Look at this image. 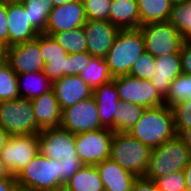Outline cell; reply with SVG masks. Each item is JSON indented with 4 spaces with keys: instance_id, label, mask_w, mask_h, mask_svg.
<instances>
[{
    "instance_id": "1",
    "label": "cell",
    "mask_w": 191,
    "mask_h": 191,
    "mask_svg": "<svg viewBox=\"0 0 191 191\" xmlns=\"http://www.w3.org/2000/svg\"><path fill=\"white\" fill-rule=\"evenodd\" d=\"M128 133L151 149L159 147L177 135L172 109L167 105L145 108Z\"/></svg>"
},
{
    "instance_id": "2",
    "label": "cell",
    "mask_w": 191,
    "mask_h": 191,
    "mask_svg": "<svg viewBox=\"0 0 191 191\" xmlns=\"http://www.w3.org/2000/svg\"><path fill=\"white\" fill-rule=\"evenodd\" d=\"M145 52L140 29L120 30L104 60L111 76L128 75L134 62Z\"/></svg>"
},
{
    "instance_id": "3",
    "label": "cell",
    "mask_w": 191,
    "mask_h": 191,
    "mask_svg": "<svg viewBox=\"0 0 191 191\" xmlns=\"http://www.w3.org/2000/svg\"><path fill=\"white\" fill-rule=\"evenodd\" d=\"M191 161V151L176 135L159 147L151 150L149 165L144 178L155 181L157 178L183 170Z\"/></svg>"
},
{
    "instance_id": "4",
    "label": "cell",
    "mask_w": 191,
    "mask_h": 191,
    "mask_svg": "<svg viewBox=\"0 0 191 191\" xmlns=\"http://www.w3.org/2000/svg\"><path fill=\"white\" fill-rule=\"evenodd\" d=\"M151 150L128 132H114L109 158L136 177H144Z\"/></svg>"
},
{
    "instance_id": "5",
    "label": "cell",
    "mask_w": 191,
    "mask_h": 191,
    "mask_svg": "<svg viewBox=\"0 0 191 191\" xmlns=\"http://www.w3.org/2000/svg\"><path fill=\"white\" fill-rule=\"evenodd\" d=\"M16 181L33 191H58L61 186V160H52L40 152L15 176Z\"/></svg>"
},
{
    "instance_id": "6",
    "label": "cell",
    "mask_w": 191,
    "mask_h": 191,
    "mask_svg": "<svg viewBox=\"0 0 191 191\" xmlns=\"http://www.w3.org/2000/svg\"><path fill=\"white\" fill-rule=\"evenodd\" d=\"M0 126L9 136L38 134L31 99L0 102Z\"/></svg>"
},
{
    "instance_id": "7",
    "label": "cell",
    "mask_w": 191,
    "mask_h": 191,
    "mask_svg": "<svg viewBox=\"0 0 191 191\" xmlns=\"http://www.w3.org/2000/svg\"><path fill=\"white\" fill-rule=\"evenodd\" d=\"M145 51L154 57L180 53L182 35L169 21L147 23L139 27Z\"/></svg>"
},
{
    "instance_id": "8",
    "label": "cell",
    "mask_w": 191,
    "mask_h": 191,
    "mask_svg": "<svg viewBox=\"0 0 191 191\" xmlns=\"http://www.w3.org/2000/svg\"><path fill=\"white\" fill-rule=\"evenodd\" d=\"M114 131L100 128L75 134L76 153L83 165H96L110 156Z\"/></svg>"
},
{
    "instance_id": "9",
    "label": "cell",
    "mask_w": 191,
    "mask_h": 191,
    "mask_svg": "<svg viewBox=\"0 0 191 191\" xmlns=\"http://www.w3.org/2000/svg\"><path fill=\"white\" fill-rule=\"evenodd\" d=\"M113 80L121 101H128L151 108L165 105L164 99L159 95L151 80L135 78L129 75L117 76Z\"/></svg>"
},
{
    "instance_id": "10",
    "label": "cell",
    "mask_w": 191,
    "mask_h": 191,
    "mask_svg": "<svg viewBox=\"0 0 191 191\" xmlns=\"http://www.w3.org/2000/svg\"><path fill=\"white\" fill-rule=\"evenodd\" d=\"M60 127L74 134L104 128L99 120L94 96L63 109Z\"/></svg>"
},
{
    "instance_id": "11",
    "label": "cell",
    "mask_w": 191,
    "mask_h": 191,
    "mask_svg": "<svg viewBox=\"0 0 191 191\" xmlns=\"http://www.w3.org/2000/svg\"><path fill=\"white\" fill-rule=\"evenodd\" d=\"M38 152V134L10 136L0 158L9 171L16 176Z\"/></svg>"
},
{
    "instance_id": "12",
    "label": "cell",
    "mask_w": 191,
    "mask_h": 191,
    "mask_svg": "<svg viewBox=\"0 0 191 191\" xmlns=\"http://www.w3.org/2000/svg\"><path fill=\"white\" fill-rule=\"evenodd\" d=\"M6 63L17 75L44 71L45 62L39 48V35L32 40L8 46Z\"/></svg>"
},
{
    "instance_id": "13",
    "label": "cell",
    "mask_w": 191,
    "mask_h": 191,
    "mask_svg": "<svg viewBox=\"0 0 191 191\" xmlns=\"http://www.w3.org/2000/svg\"><path fill=\"white\" fill-rule=\"evenodd\" d=\"M39 152L52 160L79 158L75 147V134L58 127L38 133Z\"/></svg>"
},
{
    "instance_id": "14",
    "label": "cell",
    "mask_w": 191,
    "mask_h": 191,
    "mask_svg": "<svg viewBox=\"0 0 191 191\" xmlns=\"http://www.w3.org/2000/svg\"><path fill=\"white\" fill-rule=\"evenodd\" d=\"M86 21L82 0H73L50 11L44 34L51 36L54 33L70 31L82 27Z\"/></svg>"
},
{
    "instance_id": "15",
    "label": "cell",
    "mask_w": 191,
    "mask_h": 191,
    "mask_svg": "<svg viewBox=\"0 0 191 191\" xmlns=\"http://www.w3.org/2000/svg\"><path fill=\"white\" fill-rule=\"evenodd\" d=\"M87 52L96 58H105L120 29L109 21L87 20L83 25Z\"/></svg>"
},
{
    "instance_id": "16",
    "label": "cell",
    "mask_w": 191,
    "mask_h": 191,
    "mask_svg": "<svg viewBox=\"0 0 191 191\" xmlns=\"http://www.w3.org/2000/svg\"><path fill=\"white\" fill-rule=\"evenodd\" d=\"M61 110L93 96V89L79 76H63L52 83Z\"/></svg>"
},
{
    "instance_id": "17",
    "label": "cell",
    "mask_w": 191,
    "mask_h": 191,
    "mask_svg": "<svg viewBox=\"0 0 191 191\" xmlns=\"http://www.w3.org/2000/svg\"><path fill=\"white\" fill-rule=\"evenodd\" d=\"M31 101L36 124L38 125V133L60 127L62 110L53 89L31 99Z\"/></svg>"
},
{
    "instance_id": "18",
    "label": "cell",
    "mask_w": 191,
    "mask_h": 191,
    "mask_svg": "<svg viewBox=\"0 0 191 191\" xmlns=\"http://www.w3.org/2000/svg\"><path fill=\"white\" fill-rule=\"evenodd\" d=\"M8 46L36 38L39 33L29 24L22 3L7 4Z\"/></svg>"
},
{
    "instance_id": "19",
    "label": "cell",
    "mask_w": 191,
    "mask_h": 191,
    "mask_svg": "<svg viewBox=\"0 0 191 191\" xmlns=\"http://www.w3.org/2000/svg\"><path fill=\"white\" fill-rule=\"evenodd\" d=\"M93 96L97 102L101 125L114 131V115H117L120 102L115 81L112 79L95 88Z\"/></svg>"
},
{
    "instance_id": "20",
    "label": "cell",
    "mask_w": 191,
    "mask_h": 191,
    "mask_svg": "<svg viewBox=\"0 0 191 191\" xmlns=\"http://www.w3.org/2000/svg\"><path fill=\"white\" fill-rule=\"evenodd\" d=\"M96 168L105 191H131L138 178L110 158L96 164Z\"/></svg>"
},
{
    "instance_id": "21",
    "label": "cell",
    "mask_w": 191,
    "mask_h": 191,
    "mask_svg": "<svg viewBox=\"0 0 191 191\" xmlns=\"http://www.w3.org/2000/svg\"><path fill=\"white\" fill-rule=\"evenodd\" d=\"M156 72L151 83L164 99L169 91L172 81L182 73L180 53L155 57Z\"/></svg>"
},
{
    "instance_id": "22",
    "label": "cell",
    "mask_w": 191,
    "mask_h": 191,
    "mask_svg": "<svg viewBox=\"0 0 191 191\" xmlns=\"http://www.w3.org/2000/svg\"><path fill=\"white\" fill-rule=\"evenodd\" d=\"M109 22L120 30L138 29L140 15L137 0H112Z\"/></svg>"
},
{
    "instance_id": "23",
    "label": "cell",
    "mask_w": 191,
    "mask_h": 191,
    "mask_svg": "<svg viewBox=\"0 0 191 191\" xmlns=\"http://www.w3.org/2000/svg\"><path fill=\"white\" fill-rule=\"evenodd\" d=\"M65 191H105L96 165H83L63 186Z\"/></svg>"
},
{
    "instance_id": "24",
    "label": "cell",
    "mask_w": 191,
    "mask_h": 191,
    "mask_svg": "<svg viewBox=\"0 0 191 191\" xmlns=\"http://www.w3.org/2000/svg\"><path fill=\"white\" fill-rule=\"evenodd\" d=\"M52 89V82L44 71L18 75L20 98L33 99Z\"/></svg>"
},
{
    "instance_id": "25",
    "label": "cell",
    "mask_w": 191,
    "mask_h": 191,
    "mask_svg": "<svg viewBox=\"0 0 191 191\" xmlns=\"http://www.w3.org/2000/svg\"><path fill=\"white\" fill-rule=\"evenodd\" d=\"M140 26L169 20L172 3L169 0H137Z\"/></svg>"
},
{
    "instance_id": "26",
    "label": "cell",
    "mask_w": 191,
    "mask_h": 191,
    "mask_svg": "<svg viewBox=\"0 0 191 191\" xmlns=\"http://www.w3.org/2000/svg\"><path fill=\"white\" fill-rule=\"evenodd\" d=\"M29 24L39 33H45L48 16L54 8L52 0H25L23 3Z\"/></svg>"
},
{
    "instance_id": "27",
    "label": "cell",
    "mask_w": 191,
    "mask_h": 191,
    "mask_svg": "<svg viewBox=\"0 0 191 191\" xmlns=\"http://www.w3.org/2000/svg\"><path fill=\"white\" fill-rule=\"evenodd\" d=\"M144 109L141 105L120 100L117 115H114V132H128L140 119Z\"/></svg>"
},
{
    "instance_id": "28",
    "label": "cell",
    "mask_w": 191,
    "mask_h": 191,
    "mask_svg": "<svg viewBox=\"0 0 191 191\" xmlns=\"http://www.w3.org/2000/svg\"><path fill=\"white\" fill-rule=\"evenodd\" d=\"M79 76L94 90L113 79L106 61L103 58L93 57L90 63L82 70Z\"/></svg>"
},
{
    "instance_id": "29",
    "label": "cell",
    "mask_w": 191,
    "mask_h": 191,
    "mask_svg": "<svg viewBox=\"0 0 191 191\" xmlns=\"http://www.w3.org/2000/svg\"><path fill=\"white\" fill-rule=\"evenodd\" d=\"M168 21L178 30L184 40L191 42V0L173 4Z\"/></svg>"
},
{
    "instance_id": "30",
    "label": "cell",
    "mask_w": 191,
    "mask_h": 191,
    "mask_svg": "<svg viewBox=\"0 0 191 191\" xmlns=\"http://www.w3.org/2000/svg\"><path fill=\"white\" fill-rule=\"evenodd\" d=\"M51 36L68 54L87 52V42L83 26L70 31L54 33Z\"/></svg>"
},
{
    "instance_id": "31",
    "label": "cell",
    "mask_w": 191,
    "mask_h": 191,
    "mask_svg": "<svg viewBox=\"0 0 191 191\" xmlns=\"http://www.w3.org/2000/svg\"><path fill=\"white\" fill-rule=\"evenodd\" d=\"M188 99L191 100V75L181 73L172 81L164 103L171 108Z\"/></svg>"
},
{
    "instance_id": "32",
    "label": "cell",
    "mask_w": 191,
    "mask_h": 191,
    "mask_svg": "<svg viewBox=\"0 0 191 191\" xmlns=\"http://www.w3.org/2000/svg\"><path fill=\"white\" fill-rule=\"evenodd\" d=\"M19 98L18 75L5 62L0 64V102Z\"/></svg>"
},
{
    "instance_id": "33",
    "label": "cell",
    "mask_w": 191,
    "mask_h": 191,
    "mask_svg": "<svg viewBox=\"0 0 191 191\" xmlns=\"http://www.w3.org/2000/svg\"><path fill=\"white\" fill-rule=\"evenodd\" d=\"M39 48L44 62L65 60L68 53L62 48L52 36L44 33L39 34Z\"/></svg>"
},
{
    "instance_id": "34",
    "label": "cell",
    "mask_w": 191,
    "mask_h": 191,
    "mask_svg": "<svg viewBox=\"0 0 191 191\" xmlns=\"http://www.w3.org/2000/svg\"><path fill=\"white\" fill-rule=\"evenodd\" d=\"M155 72V57L145 51L134 62L128 75L144 80H151Z\"/></svg>"
},
{
    "instance_id": "35",
    "label": "cell",
    "mask_w": 191,
    "mask_h": 191,
    "mask_svg": "<svg viewBox=\"0 0 191 191\" xmlns=\"http://www.w3.org/2000/svg\"><path fill=\"white\" fill-rule=\"evenodd\" d=\"M87 20L109 21L112 0H82Z\"/></svg>"
},
{
    "instance_id": "36",
    "label": "cell",
    "mask_w": 191,
    "mask_h": 191,
    "mask_svg": "<svg viewBox=\"0 0 191 191\" xmlns=\"http://www.w3.org/2000/svg\"><path fill=\"white\" fill-rule=\"evenodd\" d=\"M177 135L185 128L191 127V100H185L171 107Z\"/></svg>"
},
{
    "instance_id": "37",
    "label": "cell",
    "mask_w": 191,
    "mask_h": 191,
    "mask_svg": "<svg viewBox=\"0 0 191 191\" xmlns=\"http://www.w3.org/2000/svg\"><path fill=\"white\" fill-rule=\"evenodd\" d=\"M154 182L160 191H186L183 170L157 178Z\"/></svg>"
},
{
    "instance_id": "38",
    "label": "cell",
    "mask_w": 191,
    "mask_h": 191,
    "mask_svg": "<svg viewBox=\"0 0 191 191\" xmlns=\"http://www.w3.org/2000/svg\"><path fill=\"white\" fill-rule=\"evenodd\" d=\"M44 73L52 83L63 76H69V54L65 60L46 62Z\"/></svg>"
},
{
    "instance_id": "39",
    "label": "cell",
    "mask_w": 191,
    "mask_h": 191,
    "mask_svg": "<svg viewBox=\"0 0 191 191\" xmlns=\"http://www.w3.org/2000/svg\"><path fill=\"white\" fill-rule=\"evenodd\" d=\"M92 58L88 52L69 54V76L79 75Z\"/></svg>"
},
{
    "instance_id": "40",
    "label": "cell",
    "mask_w": 191,
    "mask_h": 191,
    "mask_svg": "<svg viewBox=\"0 0 191 191\" xmlns=\"http://www.w3.org/2000/svg\"><path fill=\"white\" fill-rule=\"evenodd\" d=\"M83 166L79 158L61 159V186L65 185L81 167Z\"/></svg>"
},
{
    "instance_id": "41",
    "label": "cell",
    "mask_w": 191,
    "mask_h": 191,
    "mask_svg": "<svg viewBox=\"0 0 191 191\" xmlns=\"http://www.w3.org/2000/svg\"><path fill=\"white\" fill-rule=\"evenodd\" d=\"M181 71L191 75V42L184 40L180 48Z\"/></svg>"
},
{
    "instance_id": "42",
    "label": "cell",
    "mask_w": 191,
    "mask_h": 191,
    "mask_svg": "<svg viewBox=\"0 0 191 191\" xmlns=\"http://www.w3.org/2000/svg\"><path fill=\"white\" fill-rule=\"evenodd\" d=\"M7 5L0 1V41L8 47Z\"/></svg>"
},
{
    "instance_id": "43",
    "label": "cell",
    "mask_w": 191,
    "mask_h": 191,
    "mask_svg": "<svg viewBox=\"0 0 191 191\" xmlns=\"http://www.w3.org/2000/svg\"><path fill=\"white\" fill-rule=\"evenodd\" d=\"M131 191H160L154 181L138 177L131 187Z\"/></svg>"
},
{
    "instance_id": "44",
    "label": "cell",
    "mask_w": 191,
    "mask_h": 191,
    "mask_svg": "<svg viewBox=\"0 0 191 191\" xmlns=\"http://www.w3.org/2000/svg\"><path fill=\"white\" fill-rule=\"evenodd\" d=\"M178 136L183 140V143L191 151V127L183 129Z\"/></svg>"
},
{
    "instance_id": "45",
    "label": "cell",
    "mask_w": 191,
    "mask_h": 191,
    "mask_svg": "<svg viewBox=\"0 0 191 191\" xmlns=\"http://www.w3.org/2000/svg\"><path fill=\"white\" fill-rule=\"evenodd\" d=\"M186 191H191V161L183 169Z\"/></svg>"
},
{
    "instance_id": "46",
    "label": "cell",
    "mask_w": 191,
    "mask_h": 191,
    "mask_svg": "<svg viewBox=\"0 0 191 191\" xmlns=\"http://www.w3.org/2000/svg\"><path fill=\"white\" fill-rule=\"evenodd\" d=\"M15 182L16 178L0 179V191H9Z\"/></svg>"
},
{
    "instance_id": "47",
    "label": "cell",
    "mask_w": 191,
    "mask_h": 191,
    "mask_svg": "<svg viewBox=\"0 0 191 191\" xmlns=\"http://www.w3.org/2000/svg\"><path fill=\"white\" fill-rule=\"evenodd\" d=\"M2 178H16L6 167L3 161L0 158V179Z\"/></svg>"
},
{
    "instance_id": "48",
    "label": "cell",
    "mask_w": 191,
    "mask_h": 191,
    "mask_svg": "<svg viewBox=\"0 0 191 191\" xmlns=\"http://www.w3.org/2000/svg\"><path fill=\"white\" fill-rule=\"evenodd\" d=\"M7 132L0 126V154L6 145L7 140L9 139Z\"/></svg>"
},
{
    "instance_id": "49",
    "label": "cell",
    "mask_w": 191,
    "mask_h": 191,
    "mask_svg": "<svg viewBox=\"0 0 191 191\" xmlns=\"http://www.w3.org/2000/svg\"><path fill=\"white\" fill-rule=\"evenodd\" d=\"M9 191H33V190L16 181Z\"/></svg>"
},
{
    "instance_id": "50",
    "label": "cell",
    "mask_w": 191,
    "mask_h": 191,
    "mask_svg": "<svg viewBox=\"0 0 191 191\" xmlns=\"http://www.w3.org/2000/svg\"><path fill=\"white\" fill-rule=\"evenodd\" d=\"M6 50L7 46L0 41V64L6 62Z\"/></svg>"
},
{
    "instance_id": "51",
    "label": "cell",
    "mask_w": 191,
    "mask_h": 191,
    "mask_svg": "<svg viewBox=\"0 0 191 191\" xmlns=\"http://www.w3.org/2000/svg\"><path fill=\"white\" fill-rule=\"evenodd\" d=\"M73 0H52V4L54 7L62 6L64 4H67Z\"/></svg>"
},
{
    "instance_id": "52",
    "label": "cell",
    "mask_w": 191,
    "mask_h": 191,
    "mask_svg": "<svg viewBox=\"0 0 191 191\" xmlns=\"http://www.w3.org/2000/svg\"><path fill=\"white\" fill-rule=\"evenodd\" d=\"M0 1L4 2L7 5V4L23 3L25 0H0Z\"/></svg>"
},
{
    "instance_id": "53",
    "label": "cell",
    "mask_w": 191,
    "mask_h": 191,
    "mask_svg": "<svg viewBox=\"0 0 191 191\" xmlns=\"http://www.w3.org/2000/svg\"><path fill=\"white\" fill-rule=\"evenodd\" d=\"M171 3H172V5L173 4H180V3H183V2H185V1H187V0H169Z\"/></svg>"
}]
</instances>
